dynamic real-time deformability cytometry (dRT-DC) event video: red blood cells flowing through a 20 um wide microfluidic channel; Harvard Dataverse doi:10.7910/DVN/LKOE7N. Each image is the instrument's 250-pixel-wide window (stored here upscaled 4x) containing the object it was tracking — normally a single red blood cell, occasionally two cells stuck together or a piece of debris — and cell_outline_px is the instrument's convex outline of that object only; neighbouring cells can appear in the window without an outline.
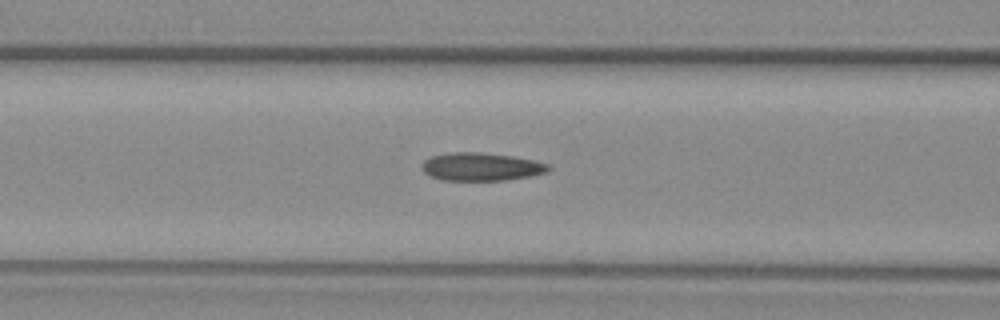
{"species": "common noctule bat (a hibernating species)", "species_latin": "Nyctalus noctula", "temperature_condition": "warm", "stored_images_in_passage": 43, "camera_frame_rate_fps": 3000, "um_per_image_px": 0.085, "animal": {"sex": "female", "body_mass_g": 29.2, "forearm_length_mm": 56.3}, "frame": {"image": 1, "passage_image": 16, "time_ms": 5.0, "image_size_px": [1000, 320], "cell_outline_px": [[552, 168], [548, 172], [532, 176], [504, 180], [440, 180], [424, 172], [420, 168], [424, 160], [432, 156], [448, 152], [480, 152], [512, 156], [532, 160], [548, 164]], "centroid_in_image_um": [40.9, 14.17], "position_along_channel_um": 125.7, "area_um2": 20.75}}
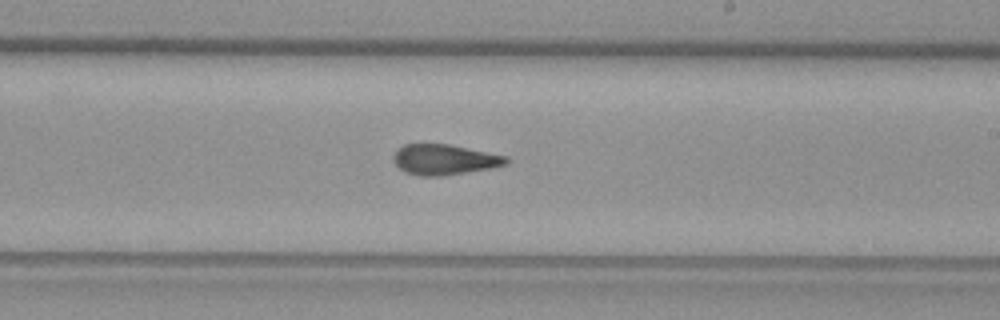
{"frame": {"image": 2, "passage_image": 26, "time_ms": 8.333, "image_size_px": [1000, 320], "cell_outline_px": [[508, 164], [492, 168], [444, 176], [420, 176], [404, 172], [392, 160], [392, 156], [396, 148], [404, 144], [448, 144], [508, 156]], "centroid_in_image_um": [37.75, 13.57], "position_along_channel_um": 251.2, "area_um2": 20.23}}
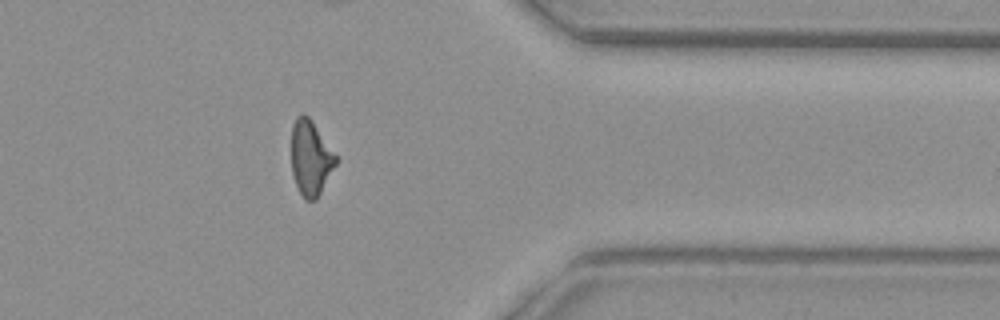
{"frame": {"image": 3, "passage_image": 38, "time_ms": 12.333, "image_size_px": [1000, 320], "cell_outline_px": [[336, 164], [316, 200], [304, 200], [292, 176], [292, 124], [296, 116], [300, 112], [304, 112], [312, 120], [336, 156]], "centroid_in_image_um": [26.37, 13.4], "position_along_channel_um": 385.0, "area_um2": 19.31}, "authors_computed_cell_mechanics": {"area_um2": 20.23, "velocity_mm_per_s": 3.7778, "shape_relaxation_time_tau1_ms": null, "shape_relaxation_time_tau2_ms": 1.5489, "deformation_change_tau1": null, "deformation_change_tau2": 0.0901}}